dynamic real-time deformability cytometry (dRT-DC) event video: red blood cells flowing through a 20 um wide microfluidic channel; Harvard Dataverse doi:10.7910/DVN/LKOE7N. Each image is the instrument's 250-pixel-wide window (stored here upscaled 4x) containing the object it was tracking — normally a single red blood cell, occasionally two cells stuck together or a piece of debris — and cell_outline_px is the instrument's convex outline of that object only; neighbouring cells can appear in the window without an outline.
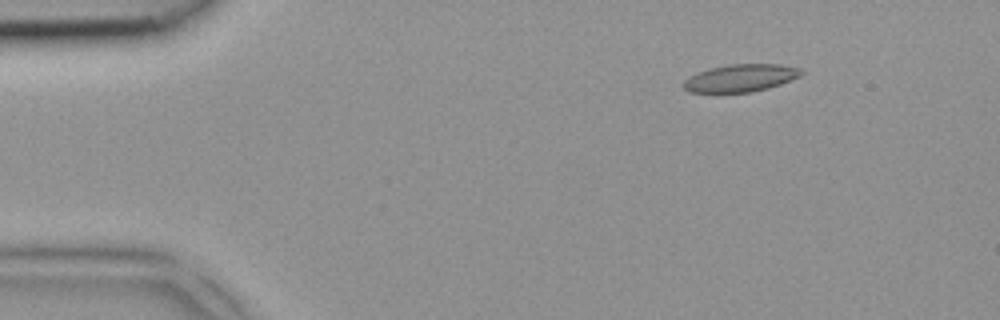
{"species": "common noctule bat (a hibernating species)", "species_latin": "Nyctalus noctula", "temperature_condition": "room temperature", "stored_images_in_passage": 3, "camera_frame_rate_fps": 3000, "um_per_image_px": 0.085, "animal": {"sex": "female", "body_mass_g": 18.4}, "frame": {"image": 1, "passage_image": 1, "time_ms": 0.0, "image_size_px": [1000, 320], "cell_outline_px": [[804, 72], [800, 76], [780, 84], [768, 88], [752, 92], [720, 96], [716, 96], [688, 92], [684, 88], [684, 80], [688, 76], [696, 72], [728, 64], [780, 64], [800, 68]], "centroid_in_image_um": [62.86, 6.69], "position_along_channel_um": 22.1, "area_um2": 19.83}}